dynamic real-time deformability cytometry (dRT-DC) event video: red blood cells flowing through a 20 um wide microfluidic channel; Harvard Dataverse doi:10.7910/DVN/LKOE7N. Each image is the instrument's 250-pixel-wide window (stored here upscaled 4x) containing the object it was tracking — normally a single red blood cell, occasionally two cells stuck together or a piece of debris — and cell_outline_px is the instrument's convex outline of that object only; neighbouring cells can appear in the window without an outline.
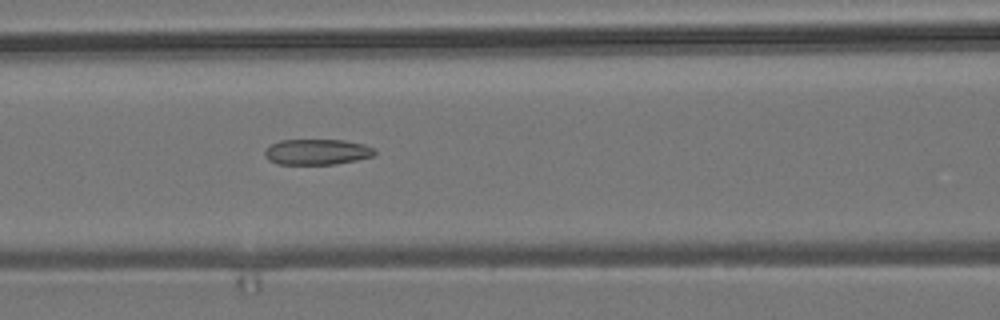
{"species": "common noctule bat (a hibernating species)", "species_latin": "Nyctalus noctula", "temperature_condition": "room temperature", "stored_images_in_passage": 7, "camera_frame_rate_fps": 3000, "um_per_image_px": 0.085, "animal": {"sex": "male", "body_mass_g": 19.2, "forearm_length_mm": 51.8}, "frame": {"image": 1, "passage_image": 7, "time_ms": 2.0, "image_size_px": [1000, 320], "cell_outline_px": [[376, 152], [372, 156], [356, 160], [336, 164], [276, 164], [268, 160], [264, 156], [264, 152], [272, 144], [280, 140], [344, 140], [364, 144], [376, 148]], "centroid_in_image_um": [26.95, 12.91], "position_along_channel_um": 139.6, "area_um2": 16.47}}